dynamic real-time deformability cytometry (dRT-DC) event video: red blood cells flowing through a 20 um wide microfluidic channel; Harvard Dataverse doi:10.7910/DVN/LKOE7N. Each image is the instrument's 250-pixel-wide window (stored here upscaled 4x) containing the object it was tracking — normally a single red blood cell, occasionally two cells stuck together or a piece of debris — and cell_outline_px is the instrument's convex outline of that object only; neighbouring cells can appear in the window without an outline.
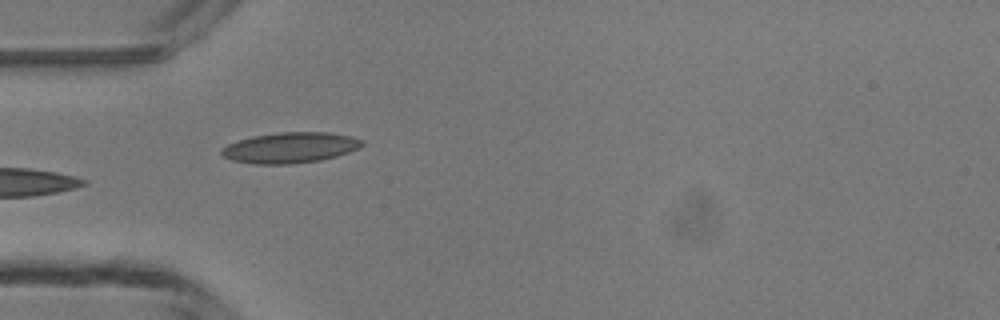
{"species": "common noctule bat (a hibernating species)", "species_latin": "Nyctalus noctula", "temperature_condition": "room temperature", "stored_images_in_passage": 6, "camera_frame_rate_fps": 3000, "um_per_image_px": 0.085, "animal": {"sex": "male", "body_mass_g": 13.3}, "frame": {"image": 1, "passage_image": 4, "time_ms": 3.667, "image_size_px": [1000, 320], "cell_outline_px": [[364, 144], [360, 148], [336, 156], [320, 160], [288, 164], [252, 164], [232, 160], [224, 156], [220, 152], [220, 148], [228, 144], [252, 136], [280, 132], [328, 132], [352, 136], [364, 140]], "centroid_in_image_um": [24.68, 12.54], "position_along_channel_um": 60.3, "area_um2": 25.14}}
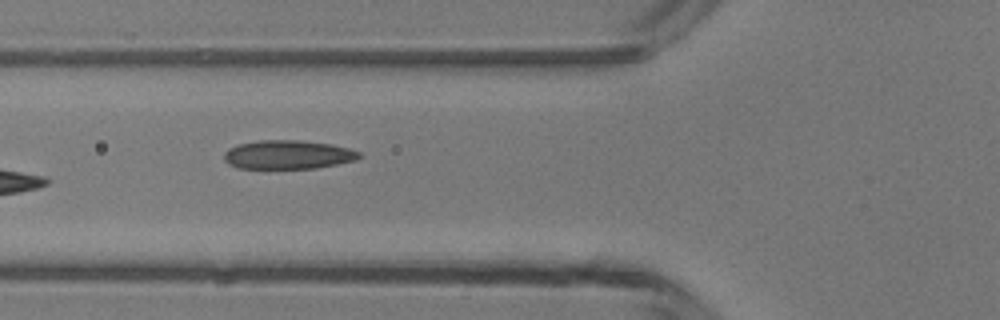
{"frame": {"image": 2, "passage_image": 5, "time_ms": 4.667, "image_size_px": [1000, 320], "cell_outline_px": [[364, 156], [356, 160], [316, 168], [236, 168], [228, 164], [224, 160], [224, 152], [228, 148], [240, 144], [260, 140], [300, 140], [332, 144], [348, 148], [360, 152]], "centroid_in_image_um": [24.48, 13.14], "position_along_channel_um": 101.3, "area_um2": 22.77}}
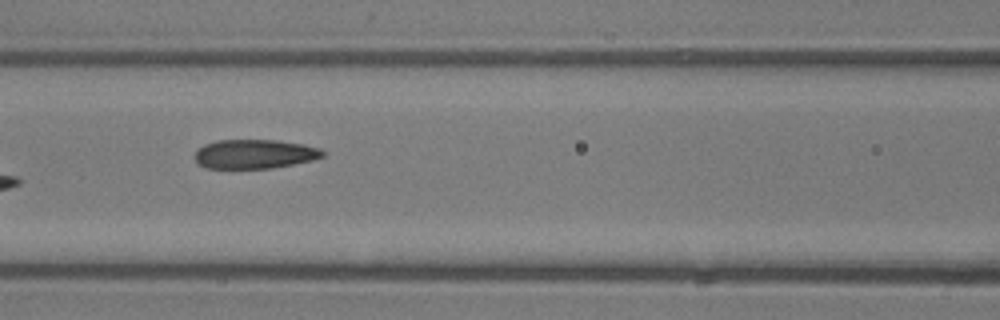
{"frame": {"image": 3, "passage_image": 6, "time_ms": 5.667, "image_size_px": [1000, 320], "cell_outline_px": [[324, 156], [312, 160], [272, 168], [204, 168], [196, 160], [196, 152], [204, 144], [216, 140], [276, 140], [304, 144], [320, 148], [324, 152]], "centroid_in_image_um": [21.66, 13.08], "position_along_channel_um": 144.9, "area_um2": 21.62}}